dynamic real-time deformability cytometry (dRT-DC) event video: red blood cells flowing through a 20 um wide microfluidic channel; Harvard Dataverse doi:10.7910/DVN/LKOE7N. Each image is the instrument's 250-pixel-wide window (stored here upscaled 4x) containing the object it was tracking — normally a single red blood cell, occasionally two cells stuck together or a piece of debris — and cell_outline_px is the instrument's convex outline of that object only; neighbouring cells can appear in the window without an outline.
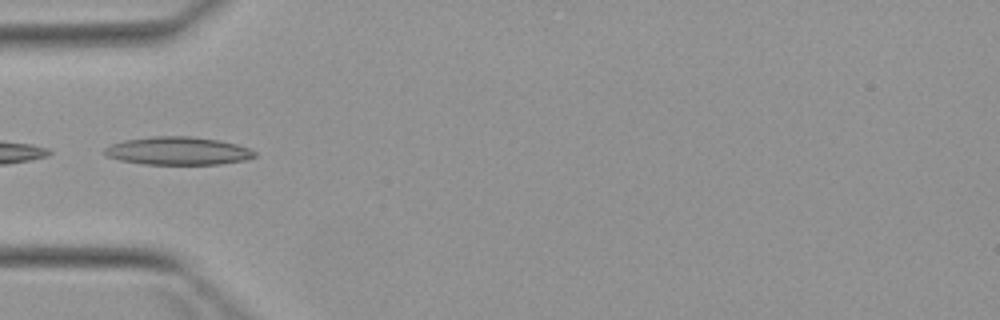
{"species": "Egyptian fruit bat (a non-hibernating species)", "species_latin": "Rousettus aegyptiacus", "temperature_condition": "warm", "stored_images_in_passage": 5, "camera_frame_rate_fps": 3000, "um_per_image_px": 0.085, "animal": {"sex": "female"}, "frame": {"image": 1, "passage_image": 4, "time_ms": 3.667, "image_size_px": [1000, 320], "cell_outline_px": [[256, 156], [244, 160], [220, 164], [144, 164], [120, 160], [108, 156], [104, 152], [104, 148], [112, 144], [124, 140], [152, 136], [188, 136], [220, 140], [236, 144], [248, 148], [256, 152]], "centroid_in_image_um": [15.13, 12.82], "position_along_channel_um": 69.9, "area_um2": 24.39}}
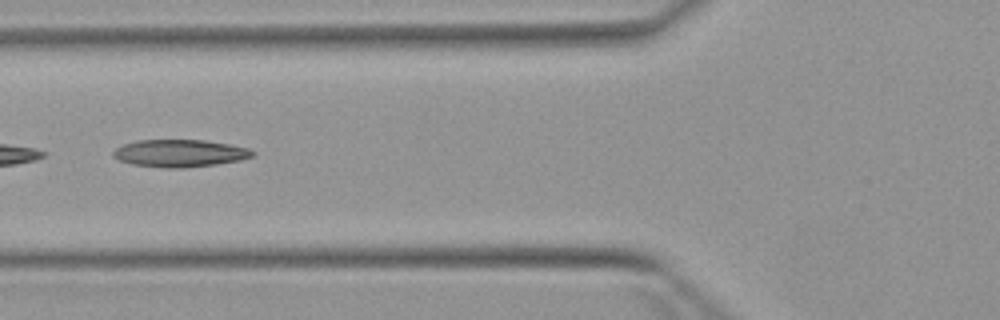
{"frame": {"image": 2, "passage_image": 5, "time_ms": 4.667, "image_size_px": [1000, 320], "cell_outline_px": [[256, 152], [252, 156], [240, 160], [216, 164], [184, 168], [168, 168], [132, 164], [120, 160], [112, 156], [112, 152], [116, 148], [124, 144], [136, 140], [204, 140], [228, 144], [248, 148]], "centroid_in_image_um": [15.27, 13.02], "position_along_channel_um": 110.5, "area_um2": 22.14}}